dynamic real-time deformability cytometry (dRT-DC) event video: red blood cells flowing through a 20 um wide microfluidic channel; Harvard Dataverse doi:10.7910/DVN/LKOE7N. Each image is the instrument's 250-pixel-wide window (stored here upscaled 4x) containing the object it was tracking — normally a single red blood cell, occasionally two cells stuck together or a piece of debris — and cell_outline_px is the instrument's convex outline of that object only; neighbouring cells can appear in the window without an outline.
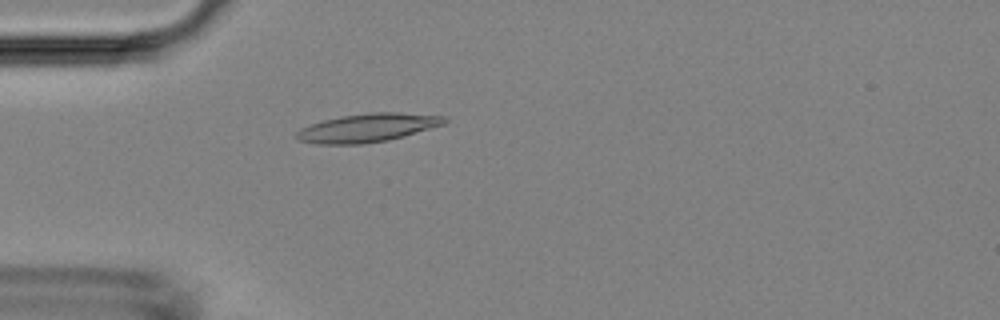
{"species": "Egyptian fruit bat (a non-hibernating species)", "species_latin": "Rousettus aegyptiacus", "temperature_condition": "room temperature", "stored_images_in_passage": 3, "camera_frame_rate_fps": 3000, "um_per_image_px": 0.085, "animal": {"sex": "female"}, "frame": {"image": 1, "passage_image": 3, "time_ms": 3.333, "image_size_px": [1000, 320], "cell_outline_px": [[448, 124], [388, 140], [364, 144], [316, 144], [296, 140], [292, 136], [300, 128], [324, 120], [340, 116], [368, 112], [396, 112], [448, 116]], "centroid_in_image_um": [31.26, 10.86], "position_along_channel_um": 53.7, "area_um2": 24.97}}